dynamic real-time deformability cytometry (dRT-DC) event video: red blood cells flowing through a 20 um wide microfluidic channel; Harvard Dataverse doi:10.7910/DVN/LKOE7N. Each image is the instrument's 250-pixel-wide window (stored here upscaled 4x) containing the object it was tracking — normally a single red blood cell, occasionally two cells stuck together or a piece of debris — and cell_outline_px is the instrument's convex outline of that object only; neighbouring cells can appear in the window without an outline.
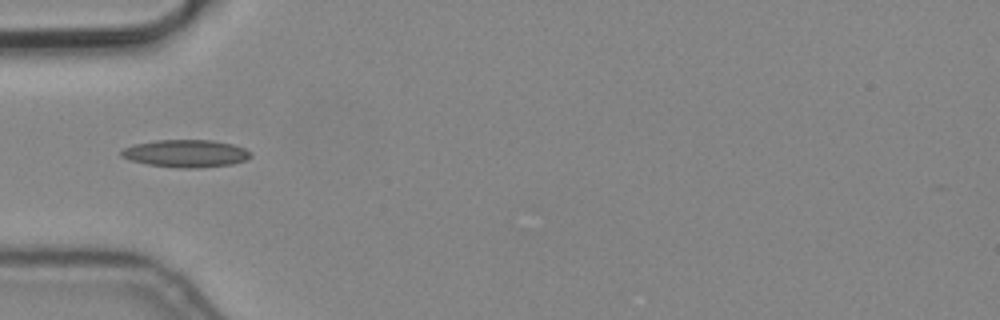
{"species": "common noctule bat (a hibernating species)", "species_latin": "Nyctalus noctula", "temperature_condition": "cold", "stored_images_in_passage": 11, "camera_frame_rate_fps": 3000, "um_per_image_px": 0.085, "animal": {"sex": "male", "body_mass_g": 19.2, "forearm_length_mm": 51.8}, "frame": {"image": 1, "passage_image": 1, "time_ms": 0.0, "image_size_px": [1000, 320], "cell_outline_px": [[252, 156], [244, 160], [232, 164], [200, 168], [180, 168], [148, 164], [128, 160], [120, 156], [120, 152], [124, 148], [136, 144], [156, 140], [212, 140], [232, 144], [244, 148], [252, 152]], "centroid_in_image_um": [15.8, 13.05], "position_along_channel_um": 69.2, "area_um2": 20.75}}
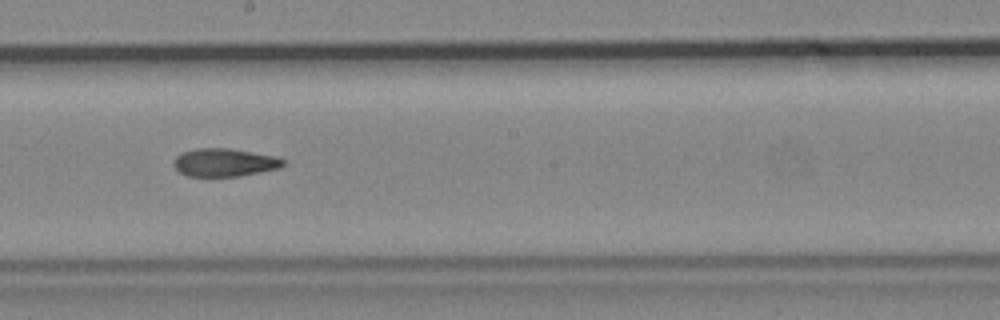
{"frame": {"image": 2, "passage_image": 5, "time_ms": 1.333, "image_size_px": [1000, 320], "cell_outline_px": [[284, 164], [280, 168], [240, 176], [188, 176], [180, 172], [172, 164], [172, 160], [180, 152], [196, 148], [228, 148], [276, 156], [284, 160]], "centroid_in_image_um": [19.04, 13.8], "position_along_channel_um": 229.2, "area_um2": 17.98}}
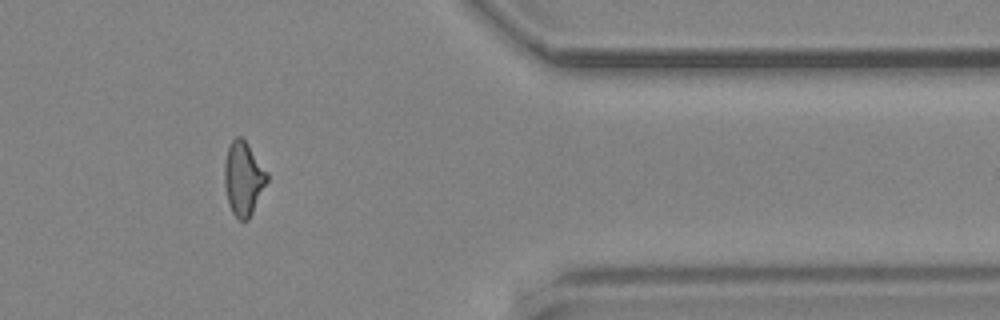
{"frame": {"image": 3, "passage_image": 9, "time_ms": 2.667, "image_size_px": [1000, 320], "cell_outline_px": [[268, 180], [248, 220], [240, 220], [232, 212], [228, 204], [224, 184], [224, 164], [228, 148], [232, 140], [236, 136], [240, 136], [248, 144], [268, 172]], "centroid_in_image_um": [20.68, 15.16], "position_along_channel_um": 390.7, "area_um2": 18.21}}